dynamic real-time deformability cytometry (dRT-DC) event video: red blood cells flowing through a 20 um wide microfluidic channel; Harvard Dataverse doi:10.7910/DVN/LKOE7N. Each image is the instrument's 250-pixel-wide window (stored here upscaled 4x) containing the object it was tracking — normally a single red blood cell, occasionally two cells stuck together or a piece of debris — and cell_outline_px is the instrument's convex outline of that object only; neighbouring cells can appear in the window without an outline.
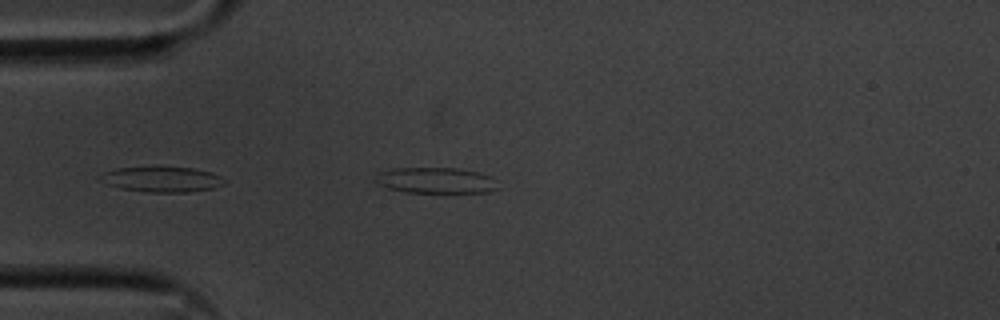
{"species": "common noctule bat (a hibernating species)", "species_latin": "Nyctalus noctula", "temperature_condition": "cold", "stored_images_in_passage": 26, "segment_of_instrument_passage": [1, 2], "camera_frame_rate_fps": 3000, "um_per_image_px": 0.085, "animal": {"sex": "male", "body_mass_g": 20.1, "forearm_length_mm": 53.5}, "frame": {"image": 1, "passage_image": 1, "time_ms": 0.0, "image_size_px": [1000, 320], "cell_outline_px": [[500, 188], [488, 192], [404, 192], [388, 188], [376, 184], [376, 176], [380, 172], [388, 168], [456, 168], [476, 172], [492, 176]], "centroid_in_image_um": [37.04, 15.33], "position_along_channel_um": 48.0, "area_um2": 18.5}}
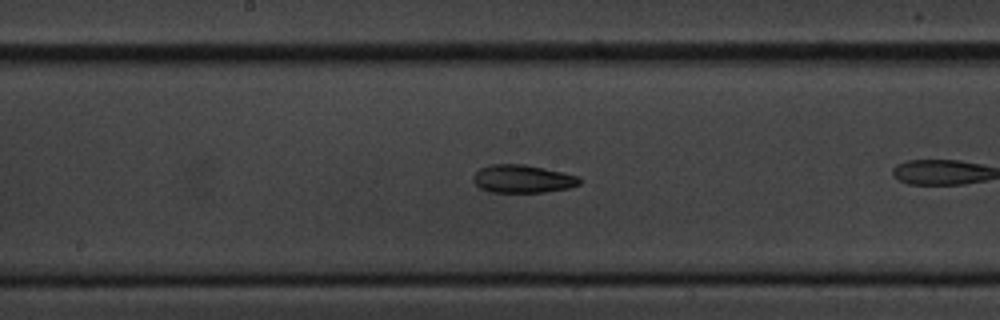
{"frame": {"image": 2, "passage_image": 12, "time_ms": 3.667, "image_size_px": [1000, 320], "cell_outline_px": [[584, 180], [580, 184], [568, 188], [544, 192], [492, 192], [480, 188], [472, 180], [472, 176], [480, 168], [492, 164], [524, 164], [544, 168], [580, 176]], "centroid_in_image_um": [44.45, 15.2], "position_along_channel_um": 203.8, "area_um2": 17.46}}
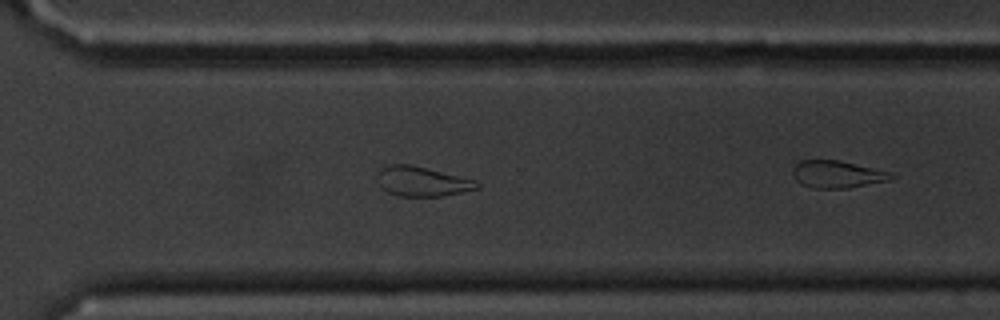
{"frame": {"image": 3, "passage_image": 23, "time_ms": 7.333, "image_size_px": [1000, 320], "cell_outline_px": [[480, 188], [440, 196], [396, 196], [380, 188], [376, 176], [376, 172], [380, 168], [388, 164], [408, 164], [476, 180], [480, 184]], "centroid_in_image_um": [35.81, 15.42], "position_along_channel_um": 334.8, "area_um2": 17.28}}